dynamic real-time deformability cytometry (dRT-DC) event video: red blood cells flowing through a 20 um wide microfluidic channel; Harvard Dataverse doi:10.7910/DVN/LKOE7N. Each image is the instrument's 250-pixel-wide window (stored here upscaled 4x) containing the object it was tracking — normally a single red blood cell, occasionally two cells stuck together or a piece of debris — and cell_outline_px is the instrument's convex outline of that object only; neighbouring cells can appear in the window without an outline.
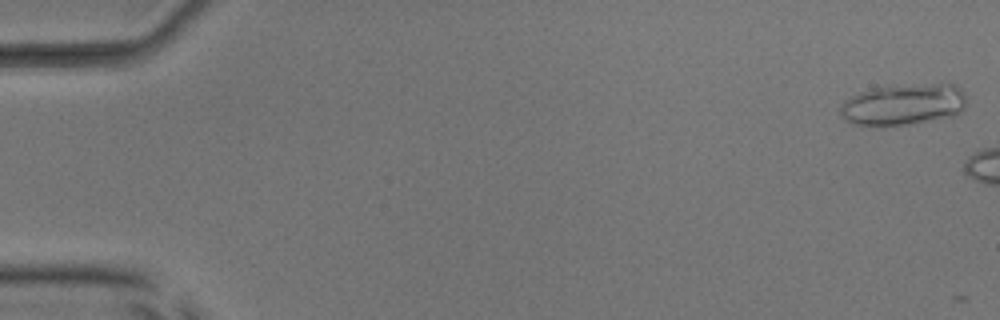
{"species": "common noctule bat (a hibernating species)", "species_latin": "Nyctalus noctula", "temperature_condition": "room temperature", "stored_images_in_passage": 4, "camera_frame_rate_fps": 3000, "um_per_image_px": 0.085, "animal": {"sex": "male", "body_mass_g": 17.9, "forearm_length_mm": 54.2}, "frame": {"image": 1, "passage_image": 2, "time_ms": 0.333, "image_size_px": [1000, 320], "cell_outline_px": [[964, 108], [956, 116], [908, 124], [852, 124], [840, 112], [840, 104], [844, 100], [860, 92], [884, 84], [956, 84], [964, 92]], "centroid_in_image_um": [76.81, 8.84], "position_along_channel_um": 8.2, "area_um2": 30.4}}